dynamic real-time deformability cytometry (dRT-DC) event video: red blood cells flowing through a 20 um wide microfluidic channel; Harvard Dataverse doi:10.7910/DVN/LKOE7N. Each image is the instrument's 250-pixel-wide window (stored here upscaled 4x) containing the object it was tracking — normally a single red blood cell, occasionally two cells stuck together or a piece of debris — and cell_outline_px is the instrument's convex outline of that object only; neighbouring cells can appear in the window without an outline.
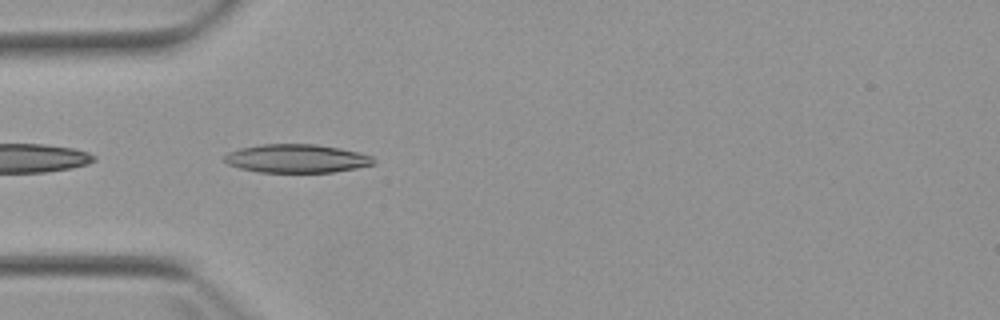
{"species": "Egyptian fruit bat (a non-hibernating species)", "species_latin": "Rousettus aegyptiacus", "temperature_condition": "warm", "stored_images_in_passage": 5, "camera_frame_rate_fps": 3000, "um_per_image_px": 0.085, "animal": {"sex": "female"}, "frame": {"image": 1, "passage_image": 2, "time_ms": 1.0, "image_size_px": [1000, 320], "cell_outline_px": [[376, 164], [356, 168], [332, 172], [260, 172], [240, 168], [228, 164], [224, 160], [224, 156], [228, 152], [240, 148], [260, 144], [316, 144], [340, 148], [360, 152], [372, 156]], "centroid_in_image_um": [25.23, 13.47], "position_along_channel_um": 59.8, "area_um2": 24.8}}
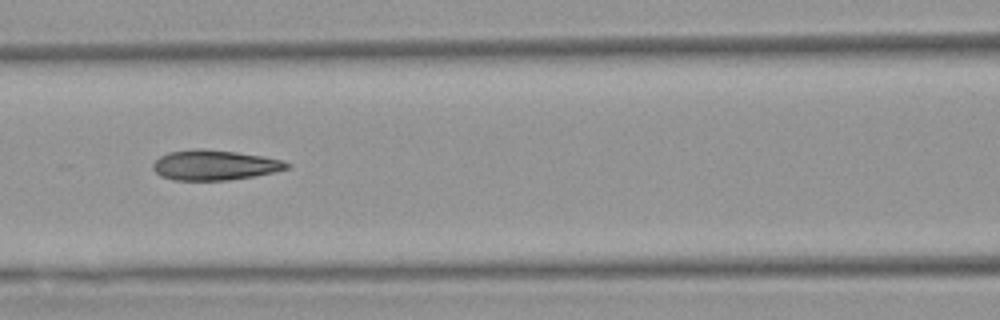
{"frame": {"image": 2, "passage_image": 4, "time_ms": 3.333, "image_size_px": [1000, 320], "cell_outline_px": [[292, 164], [288, 168], [272, 172], [252, 176], [228, 180], [172, 180], [160, 176], [152, 168], [152, 164], [160, 156], [168, 152], [196, 148], [204, 148], [236, 152], [264, 156], [284, 160]], "centroid_in_image_um": [18.22, 14.02], "position_along_channel_um": 148.4, "area_um2": 23.58}}
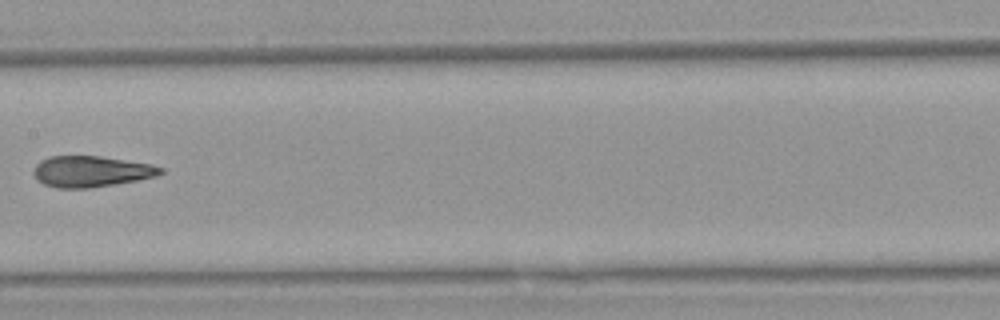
{"frame": {"image": 3, "passage_image": 5, "time_ms": 4.667, "image_size_px": [1000, 320], "cell_outline_px": [[164, 172], [156, 176], [116, 184], [88, 188], [56, 188], [44, 184], [36, 180], [32, 172], [36, 164], [40, 160], [48, 156], [100, 156], [152, 164], [164, 168]], "centroid_in_image_um": [7.72, 14.57], "position_along_channel_um": 199.7, "area_um2": 23.12}}